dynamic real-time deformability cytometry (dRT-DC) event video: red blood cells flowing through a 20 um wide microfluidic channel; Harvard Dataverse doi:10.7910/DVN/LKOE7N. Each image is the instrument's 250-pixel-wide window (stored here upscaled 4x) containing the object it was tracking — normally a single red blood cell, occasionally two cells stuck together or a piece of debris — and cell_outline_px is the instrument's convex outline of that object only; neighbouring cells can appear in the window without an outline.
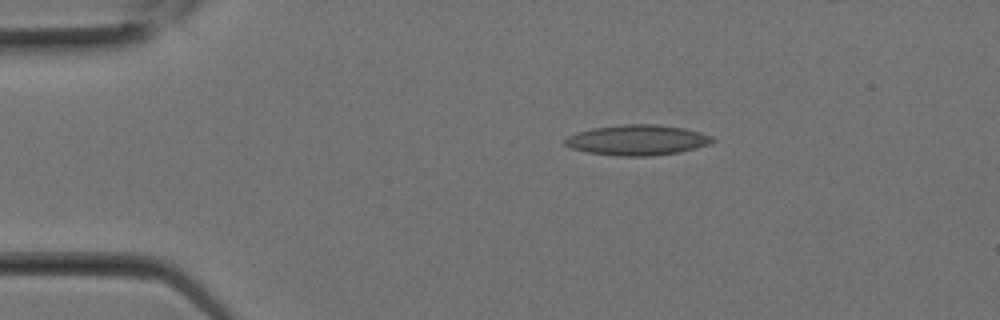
{"species": "Egyptian fruit bat (a non-hibernating species)", "species_latin": "Rousettus aegyptiacus", "temperature_condition": "room temperature", "stored_images_in_passage": 4, "camera_frame_rate_fps": 3000, "um_per_image_px": 0.085, "animal": {"sex": "female"}, "frame": {"image": 1, "passage_image": 2, "time_ms": 0.333, "image_size_px": [1000, 320], "cell_outline_px": [[716, 140], [708, 144], [696, 148], [680, 152], [652, 156], [616, 156], [588, 152], [572, 148], [564, 144], [564, 140], [568, 136], [576, 132], [592, 128], [624, 124], [656, 124], [684, 128], [700, 132], [712, 136]], "centroid_in_image_um": [54.17, 11.9], "position_along_channel_um": 30.8, "area_um2": 26.18}}